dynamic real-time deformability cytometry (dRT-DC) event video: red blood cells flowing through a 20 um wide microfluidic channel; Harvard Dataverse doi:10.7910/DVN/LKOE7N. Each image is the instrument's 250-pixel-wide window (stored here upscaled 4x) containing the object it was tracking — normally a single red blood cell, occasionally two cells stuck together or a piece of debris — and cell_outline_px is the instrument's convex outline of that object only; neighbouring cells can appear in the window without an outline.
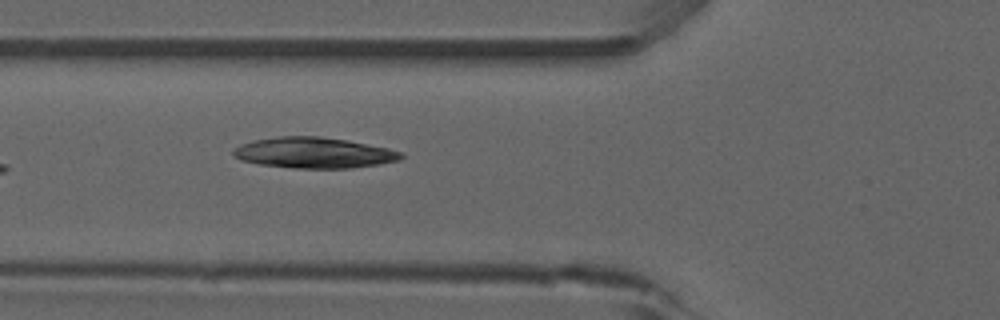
{"species": "common noctule bat (a hibernating species)", "species_latin": "Nyctalus noctula", "temperature_condition": "room temperature", "stored_images_in_passage": 6, "camera_frame_rate_fps": 3000, "um_per_image_px": 0.085, "animal": {"sex": "male", "forearm_length_mm": 52.5}, "frame": {"image": 1, "passage_image": 6, "time_ms": 6.0, "image_size_px": [1000, 320], "cell_outline_px": [[404, 156], [400, 160], [380, 164], [348, 168], [296, 168], [260, 164], [240, 160], [232, 156], [232, 148], [240, 144], [252, 140], [280, 136], [320, 136], [348, 140], [388, 148], [400, 152]], "centroid_in_image_um": [26.64, 12.98], "position_along_channel_um": 99.2, "area_um2": 30.23}}